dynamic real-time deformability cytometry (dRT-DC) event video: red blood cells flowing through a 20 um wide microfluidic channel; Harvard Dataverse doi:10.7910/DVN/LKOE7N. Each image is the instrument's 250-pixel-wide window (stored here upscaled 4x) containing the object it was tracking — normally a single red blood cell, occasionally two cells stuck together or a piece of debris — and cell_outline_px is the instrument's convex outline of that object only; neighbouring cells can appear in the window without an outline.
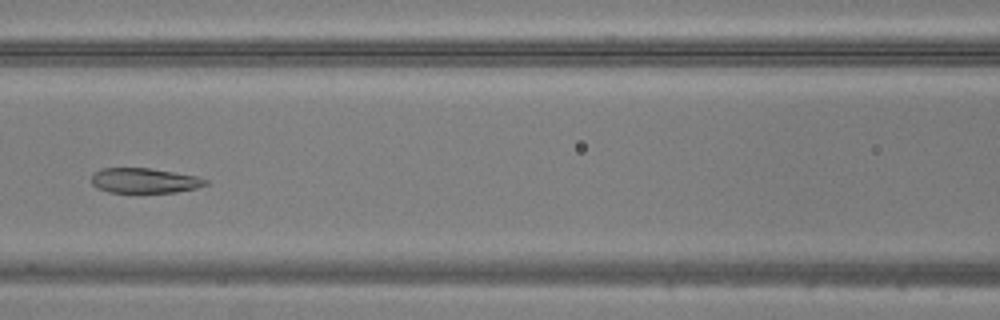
{"species": "common noctule bat (a hibernating species)", "species_latin": "Nyctalus noctula", "temperature_condition": "warm", "stored_images_in_passage": 32, "camera_frame_rate_fps": 3000, "um_per_image_px": 0.085, "animal": {"sex": "male", "body_mass_g": 20.5, "forearm_length_mm": 52.5}, "frame": {"image": 1, "passage_image": 10, "time_ms": 3.0, "image_size_px": [1000, 320], "cell_outline_px": [[208, 184], [196, 188], [176, 192], [108, 192], [96, 188], [92, 184], [92, 172], [100, 168], [148, 168], [196, 176], [208, 180]], "centroid_in_image_um": [12.23, 15.35], "position_along_channel_um": 154.4, "area_um2": 16.59}}
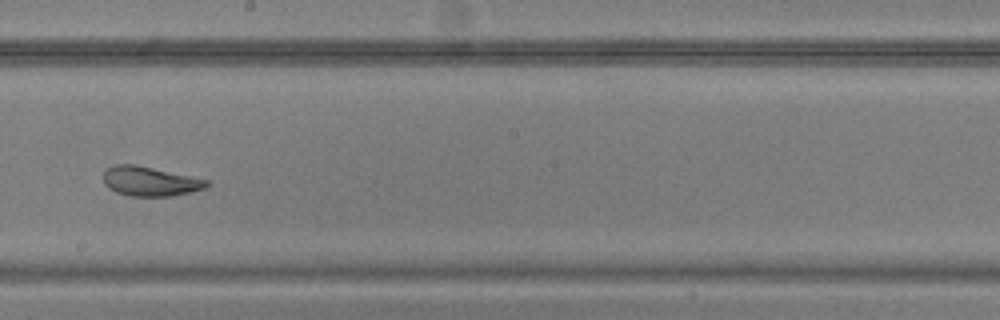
{"frame": {"image": 2, "passage_image": 16, "time_ms": 5.0, "image_size_px": [1000, 320], "cell_outline_px": [[212, 184], [204, 188], [192, 192], [172, 196], [128, 196], [116, 192], [108, 188], [104, 184], [104, 172], [108, 168], [116, 164], [136, 164], [208, 180]], "centroid_in_image_um": [12.76, 15.42], "position_along_channel_um": 235.4, "area_um2": 17.8}}
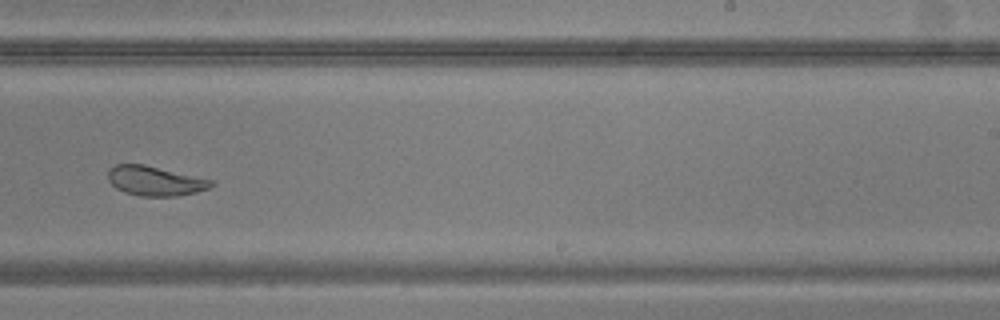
{"frame": {"image": 3, "passage_image": 19, "time_ms": 6.0, "image_size_px": [1000, 320], "cell_outline_px": [[216, 184], [208, 188], [196, 192], [176, 196], [140, 196], [124, 192], [116, 188], [108, 180], [108, 168], [116, 164], [144, 164], [212, 180]], "centroid_in_image_um": [13.15, 15.37], "position_along_channel_um": 275.9, "area_um2": 17.74}}